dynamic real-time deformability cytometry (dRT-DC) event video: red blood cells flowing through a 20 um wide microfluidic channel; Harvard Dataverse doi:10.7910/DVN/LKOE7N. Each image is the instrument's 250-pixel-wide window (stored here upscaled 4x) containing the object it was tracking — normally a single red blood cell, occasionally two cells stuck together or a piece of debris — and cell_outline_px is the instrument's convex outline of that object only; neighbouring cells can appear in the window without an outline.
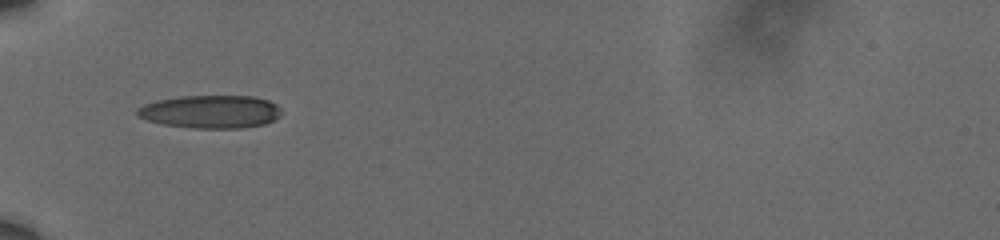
{"species": "human", "species_latin": "Homo sapiens", "temperature_condition": "cold", "stored_images_in_passage": 38, "camera_frame_rate_fps": 3000, "um_per_image_px": 0.085, "donor": {"sex": "male"}, "frame": {"image": 1, "passage_image": 1, "time_ms": 0.0, "image_size_px": [1000, 240], "cell_outline_px": [[280, 116], [264, 124], [240, 128], [196, 128], [164, 124], [148, 120], [136, 116], [136, 108], [144, 104], [156, 100], [180, 96], [252, 96], [268, 100], [276, 104], [280, 108]], "centroid_in_image_um": [17.87, 9.48], "position_along_channel_um": 67.1, "area_um2": 27.69}}
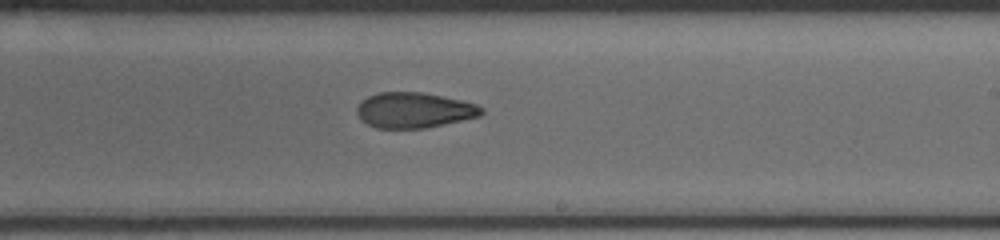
{"frame": {"image": 2, "passage_image": 17, "time_ms": 5.333, "image_size_px": [1000, 240], "cell_outline_px": [[484, 112], [480, 116], [424, 128], [376, 128], [360, 120], [356, 112], [356, 108], [368, 96], [380, 92], [420, 92], [460, 100], [476, 104], [484, 108]], "centroid_in_image_um": [35.18, 9.37], "position_along_channel_um": 253.8, "area_um2": 25.49}}
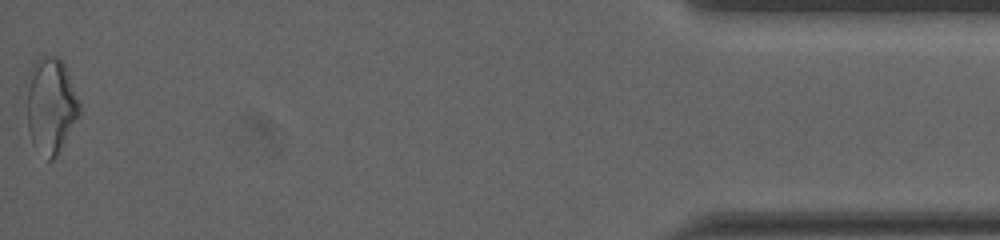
{"frame": {"image": 3, "passage_image": 38, "time_ms": 12.333, "image_size_px": [1000, 240], "cell_outline_px": [[80, 116], [56, 156], [52, 160], [48, 160], [32, 144], [28, 128], [28, 72], [32, 64], [36, 60], [44, 56], [56, 56], [64, 64], [80, 100]], "centroid_in_image_um": [4.34, 8.96], "position_along_channel_um": 430.9, "area_um2": 29.36}, "authors_computed_cell_mechanics": {"area_um2": 26.9059, "velocity_mm_per_s": 3.6246, "shape_relaxation_time_tau1_ms": 10.0183, "shape_relaxation_time_tau2_ms": 3.2836, "deformation_change_tau1": 0.2175, "deformation_change_tau2": 0.1001}}